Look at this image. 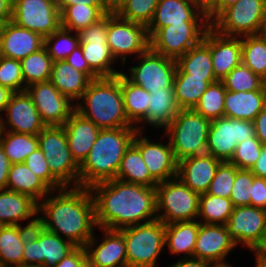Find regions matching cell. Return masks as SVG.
I'll return each instance as SVG.
<instances>
[{
  "instance_id": "cell-11",
  "label": "cell",
  "mask_w": 266,
  "mask_h": 267,
  "mask_svg": "<svg viewBox=\"0 0 266 267\" xmlns=\"http://www.w3.org/2000/svg\"><path fill=\"white\" fill-rule=\"evenodd\" d=\"M76 247L69 240L61 238L36 223L31 226L24 240L22 265L53 267Z\"/></svg>"
},
{
  "instance_id": "cell-39",
  "label": "cell",
  "mask_w": 266,
  "mask_h": 267,
  "mask_svg": "<svg viewBox=\"0 0 266 267\" xmlns=\"http://www.w3.org/2000/svg\"><path fill=\"white\" fill-rule=\"evenodd\" d=\"M111 9L108 6L73 5L68 6L61 15V26L79 32L97 22Z\"/></svg>"
},
{
  "instance_id": "cell-46",
  "label": "cell",
  "mask_w": 266,
  "mask_h": 267,
  "mask_svg": "<svg viewBox=\"0 0 266 267\" xmlns=\"http://www.w3.org/2000/svg\"><path fill=\"white\" fill-rule=\"evenodd\" d=\"M225 93L226 88L222 81L210 84L194 110L210 121L224 117Z\"/></svg>"
},
{
  "instance_id": "cell-20",
  "label": "cell",
  "mask_w": 266,
  "mask_h": 267,
  "mask_svg": "<svg viewBox=\"0 0 266 267\" xmlns=\"http://www.w3.org/2000/svg\"><path fill=\"white\" fill-rule=\"evenodd\" d=\"M166 142H155L139 131L132 142L139 149L150 175L158 183L177 177L178 162L169 140Z\"/></svg>"
},
{
  "instance_id": "cell-69",
  "label": "cell",
  "mask_w": 266,
  "mask_h": 267,
  "mask_svg": "<svg viewBox=\"0 0 266 267\" xmlns=\"http://www.w3.org/2000/svg\"><path fill=\"white\" fill-rule=\"evenodd\" d=\"M1 118H2V116L0 115V132H1V130H2V122H1Z\"/></svg>"
},
{
  "instance_id": "cell-59",
  "label": "cell",
  "mask_w": 266,
  "mask_h": 267,
  "mask_svg": "<svg viewBox=\"0 0 266 267\" xmlns=\"http://www.w3.org/2000/svg\"><path fill=\"white\" fill-rule=\"evenodd\" d=\"M60 14L68 7L73 5H88V6H107L103 0H57Z\"/></svg>"
},
{
  "instance_id": "cell-67",
  "label": "cell",
  "mask_w": 266,
  "mask_h": 267,
  "mask_svg": "<svg viewBox=\"0 0 266 267\" xmlns=\"http://www.w3.org/2000/svg\"><path fill=\"white\" fill-rule=\"evenodd\" d=\"M10 267H37V266L18 265V266H10Z\"/></svg>"
},
{
  "instance_id": "cell-55",
  "label": "cell",
  "mask_w": 266,
  "mask_h": 267,
  "mask_svg": "<svg viewBox=\"0 0 266 267\" xmlns=\"http://www.w3.org/2000/svg\"><path fill=\"white\" fill-rule=\"evenodd\" d=\"M53 267H89L84 247H76Z\"/></svg>"
},
{
  "instance_id": "cell-60",
  "label": "cell",
  "mask_w": 266,
  "mask_h": 267,
  "mask_svg": "<svg viewBox=\"0 0 266 267\" xmlns=\"http://www.w3.org/2000/svg\"><path fill=\"white\" fill-rule=\"evenodd\" d=\"M167 267H215L213 264L199 260L196 258H183L178 259L177 262H173Z\"/></svg>"
},
{
  "instance_id": "cell-44",
  "label": "cell",
  "mask_w": 266,
  "mask_h": 267,
  "mask_svg": "<svg viewBox=\"0 0 266 267\" xmlns=\"http://www.w3.org/2000/svg\"><path fill=\"white\" fill-rule=\"evenodd\" d=\"M79 46L78 32H73L62 26L44 38V47L53 62L65 60Z\"/></svg>"
},
{
  "instance_id": "cell-16",
  "label": "cell",
  "mask_w": 266,
  "mask_h": 267,
  "mask_svg": "<svg viewBox=\"0 0 266 267\" xmlns=\"http://www.w3.org/2000/svg\"><path fill=\"white\" fill-rule=\"evenodd\" d=\"M11 21L45 38L61 26L57 0H13Z\"/></svg>"
},
{
  "instance_id": "cell-49",
  "label": "cell",
  "mask_w": 266,
  "mask_h": 267,
  "mask_svg": "<svg viewBox=\"0 0 266 267\" xmlns=\"http://www.w3.org/2000/svg\"><path fill=\"white\" fill-rule=\"evenodd\" d=\"M263 144L257 137H251L238 143L233 157L229 161L238 169L251 170L260 156Z\"/></svg>"
},
{
  "instance_id": "cell-34",
  "label": "cell",
  "mask_w": 266,
  "mask_h": 267,
  "mask_svg": "<svg viewBox=\"0 0 266 267\" xmlns=\"http://www.w3.org/2000/svg\"><path fill=\"white\" fill-rule=\"evenodd\" d=\"M6 189L29 195L37 203L52 191L24 162L11 164Z\"/></svg>"
},
{
  "instance_id": "cell-51",
  "label": "cell",
  "mask_w": 266,
  "mask_h": 267,
  "mask_svg": "<svg viewBox=\"0 0 266 267\" xmlns=\"http://www.w3.org/2000/svg\"><path fill=\"white\" fill-rule=\"evenodd\" d=\"M255 175L251 170L238 169L236 167V176L232 187L230 199L234 207L250 206L252 194V183Z\"/></svg>"
},
{
  "instance_id": "cell-22",
  "label": "cell",
  "mask_w": 266,
  "mask_h": 267,
  "mask_svg": "<svg viewBox=\"0 0 266 267\" xmlns=\"http://www.w3.org/2000/svg\"><path fill=\"white\" fill-rule=\"evenodd\" d=\"M3 114L1 122L5 131L38 135L46 127L26 91L13 93Z\"/></svg>"
},
{
  "instance_id": "cell-40",
  "label": "cell",
  "mask_w": 266,
  "mask_h": 267,
  "mask_svg": "<svg viewBox=\"0 0 266 267\" xmlns=\"http://www.w3.org/2000/svg\"><path fill=\"white\" fill-rule=\"evenodd\" d=\"M209 85L204 78L191 77V74H175L173 87L178 107L194 109Z\"/></svg>"
},
{
  "instance_id": "cell-25",
  "label": "cell",
  "mask_w": 266,
  "mask_h": 267,
  "mask_svg": "<svg viewBox=\"0 0 266 267\" xmlns=\"http://www.w3.org/2000/svg\"><path fill=\"white\" fill-rule=\"evenodd\" d=\"M221 162L207 153L185 158L178 162L177 177L192 191L206 193Z\"/></svg>"
},
{
  "instance_id": "cell-68",
  "label": "cell",
  "mask_w": 266,
  "mask_h": 267,
  "mask_svg": "<svg viewBox=\"0 0 266 267\" xmlns=\"http://www.w3.org/2000/svg\"><path fill=\"white\" fill-rule=\"evenodd\" d=\"M204 5H206L210 0H200Z\"/></svg>"
},
{
  "instance_id": "cell-13",
  "label": "cell",
  "mask_w": 266,
  "mask_h": 267,
  "mask_svg": "<svg viewBox=\"0 0 266 267\" xmlns=\"http://www.w3.org/2000/svg\"><path fill=\"white\" fill-rule=\"evenodd\" d=\"M210 27L209 21H183L162 27L150 37V48L176 60L199 44Z\"/></svg>"
},
{
  "instance_id": "cell-21",
  "label": "cell",
  "mask_w": 266,
  "mask_h": 267,
  "mask_svg": "<svg viewBox=\"0 0 266 267\" xmlns=\"http://www.w3.org/2000/svg\"><path fill=\"white\" fill-rule=\"evenodd\" d=\"M102 240L93 237L85 244L89 267H127L126 243L119 230L98 228ZM99 242V243H97Z\"/></svg>"
},
{
  "instance_id": "cell-10",
  "label": "cell",
  "mask_w": 266,
  "mask_h": 267,
  "mask_svg": "<svg viewBox=\"0 0 266 267\" xmlns=\"http://www.w3.org/2000/svg\"><path fill=\"white\" fill-rule=\"evenodd\" d=\"M106 41L111 54L123 68L127 66V56L135 55V59L150 47L147 27L119 17L113 10L108 12Z\"/></svg>"
},
{
  "instance_id": "cell-27",
  "label": "cell",
  "mask_w": 266,
  "mask_h": 267,
  "mask_svg": "<svg viewBox=\"0 0 266 267\" xmlns=\"http://www.w3.org/2000/svg\"><path fill=\"white\" fill-rule=\"evenodd\" d=\"M210 54L214 76L221 81L242 62L241 37L220 35L210 27Z\"/></svg>"
},
{
  "instance_id": "cell-65",
  "label": "cell",
  "mask_w": 266,
  "mask_h": 267,
  "mask_svg": "<svg viewBox=\"0 0 266 267\" xmlns=\"http://www.w3.org/2000/svg\"><path fill=\"white\" fill-rule=\"evenodd\" d=\"M121 0H103V2L111 9L113 8L120 2Z\"/></svg>"
},
{
  "instance_id": "cell-56",
  "label": "cell",
  "mask_w": 266,
  "mask_h": 267,
  "mask_svg": "<svg viewBox=\"0 0 266 267\" xmlns=\"http://www.w3.org/2000/svg\"><path fill=\"white\" fill-rule=\"evenodd\" d=\"M238 0H210L205 5V11L211 23L224 9L235 4Z\"/></svg>"
},
{
  "instance_id": "cell-47",
  "label": "cell",
  "mask_w": 266,
  "mask_h": 267,
  "mask_svg": "<svg viewBox=\"0 0 266 267\" xmlns=\"http://www.w3.org/2000/svg\"><path fill=\"white\" fill-rule=\"evenodd\" d=\"M226 90L248 92L260 90L266 82L242 62L233 68L222 80Z\"/></svg>"
},
{
  "instance_id": "cell-66",
  "label": "cell",
  "mask_w": 266,
  "mask_h": 267,
  "mask_svg": "<svg viewBox=\"0 0 266 267\" xmlns=\"http://www.w3.org/2000/svg\"><path fill=\"white\" fill-rule=\"evenodd\" d=\"M255 267H266V264H262V263H259L257 261H255Z\"/></svg>"
},
{
  "instance_id": "cell-63",
  "label": "cell",
  "mask_w": 266,
  "mask_h": 267,
  "mask_svg": "<svg viewBox=\"0 0 266 267\" xmlns=\"http://www.w3.org/2000/svg\"><path fill=\"white\" fill-rule=\"evenodd\" d=\"M255 256V261L266 264V231L263 233L261 241L251 251Z\"/></svg>"
},
{
  "instance_id": "cell-9",
  "label": "cell",
  "mask_w": 266,
  "mask_h": 267,
  "mask_svg": "<svg viewBox=\"0 0 266 267\" xmlns=\"http://www.w3.org/2000/svg\"><path fill=\"white\" fill-rule=\"evenodd\" d=\"M265 22L266 0H238L211 22V28L220 35L243 37L263 33Z\"/></svg>"
},
{
  "instance_id": "cell-43",
  "label": "cell",
  "mask_w": 266,
  "mask_h": 267,
  "mask_svg": "<svg viewBox=\"0 0 266 267\" xmlns=\"http://www.w3.org/2000/svg\"><path fill=\"white\" fill-rule=\"evenodd\" d=\"M25 86L50 81L53 61L45 47L20 60Z\"/></svg>"
},
{
  "instance_id": "cell-15",
  "label": "cell",
  "mask_w": 266,
  "mask_h": 267,
  "mask_svg": "<svg viewBox=\"0 0 266 267\" xmlns=\"http://www.w3.org/2000/svg\"><path fill=\"white\" fill-rule=\"evenodd\" d=\"M256 137L253 121L221 117L211 121L207 154L220 161H230L238 143Z\"/></svg>"
},
{
  "instance_id": "cell-30",
  "label": "cell",
  "mask_w": 266,
  "mask_h": 267,
  "mask_svg": "<svg viewBox=\"0 0 266 267\" xmlns=\"http://www.w3.org/2000/svg\"><path fill=\"white\" fill-rule=\"evenodd\" d=\"M176 74H191V77L204 78L209 84L218 81L214 76L210 54V28L203 40L176 59Z\"/></svg>"
},
{
  "instance_id": "cell-61",
  "label": "cell",
  "mask_w": 266,
  "mask_h": 267,
  "mask_svg": "<svg viewBox=\"0 0 266 267\" xmlns=\"http://www.w3.org/2000/svg\"><path fill=\"white\" fill-rule=\"evenodd\" d=\"M251 171L256 177L266 178V145L262 146L260 156Z\"/></svg>"
},
{
  "instance_id": "cell-23",
  "label": "cell",
  "mask_w": 266,
  "mask_h": 267,
  "mask_svg": "<svg viewBox=\"0 0 266 267\" xmlns=\"http://www.w3.org/2000/svg\"><path fill=\"white\" fill-rule=\"evenodd\" d=\"M183 21H209L200 0H159L147 27L149 38L160 28Z\"/></svg>"
},
{
  "instance_id": "cell-33",
  "label": "cell",
  "mask_w": 266,
  "mask_h": 267,
  "mask_svg": "<svg viewBox=\"0 0 266 267\" xmlns=\"http://www.w3.org/2000/svg\"><path fill=\"white\" fill-rule=\"evenodd\" d=\"M199 221H184L165 224V247L174 256L193 258L198 236Z\"/></svg>"
},
{
  "instance_id": "cell-7",
  "label": "cell",
  "mask_w": 266,
  "mask_h": 267,
  "mask_svg": "<svg viewBox=\"0 0 266 267\" xmlns=\"http://www.w3.org/2000/svg\"><path fill=\"white\" fill-rule=\"evenodd\" d=\"M157 219L164 224L197 220L200 194L192 191L178 177L156 185Z\"/></svg>"
},
{
  "instance_id": "cell-45",
  "label": "cell",
  "mask_w": 266,
  "mask_h": 267,
  "mask_svg": "<svg viewBox=\"0 0 266 267\" xmlns=\"http://www.w3.org/2000/svg\"><path fill=\"white\" fill-rule=\"evenodd\" d=\"M158 2L159 0H121L113 11L125 20L148 27Z\"/></svg>"
},
{
  "instance_id": "cell-19",
  "label": "cell",
  "mask_w": 266,
  "mask_h": 267,
  "mask_svg": "<svg viewBox=\"0 0 266 267\" xmlns=\"http://www.w3.org/2000/svg\"><path fill=\"white\" fill-rule=\"evenodd\" d=\"M226 227L235 244L250 252L266 231V209L254 206L234 207Z\"/></svg>"
},
{
  "instance_id": "cell-58",
  "label": "cell",
  "mask_w": 266,
  "mask_h": 267,
  "mask_svg": "<svg viewBox=\"0 0 266 267\" xmlns=\"http://www.w3.org/2000/svg\"><path fill=\"white\" fill-rule=\"evenodd\" d=\"M10 166L11 163L0 146V190L6 189Z\"/></svg>"
},
{
  "instance_id": "cell-18",
  "label": "cell",
  "mask_w": 266,
  "mask_h": 267,
  "mask_svg": "<svg viewBox=\"0 0 266 267\" xmlns=\"http://www.w3.org/2000/svg\"><path fill=\"white\" fill-rule=\"evenodd\" d=\"M25 91L46 126H63L75 111V104L50 81L33 83Z\"/></svg>"
},
{
  "instance_id": "cell-37",
  "label": "cell",
  "mask_w": 266,
  "mask_h": 267,
  "mask_svg": "<svg viewBox=\"0 0 266 267\" xmlns=\"http://www.w3.org/2000/svg\"><path fill=\"white\" fill-rule=\"evenodd\" d=\"M120 86L126 117L137 127L146 118L150 93L141 86L131 83L122 73H120Z\"/></svg>"
},
{
  "instance_id": "cell-35",
  "label": "cell",
  "mask_w": 266,
  "mask_h": 267,
  "mask_svg": "<svg viewBox=\"0 0 266 267\" xmlns=\"http://www.w3.org/2000/svg\"><path fill=\"white\" fill-rule=\"evenodd\" d=\"M31 226H0V267L22 265L24 240Z\"/></svg>"
},
{
  "instance_id": "cell-6",
  "label": "cell",
  "mask_w": 266,
  "mask_h": 267,
  "mask_svg": "<svg viewBox=\"0 0 266 267\" xmlns=\"http://www.w3.org/2000/svg\"><path fill=\"white\" fill-rule=\"evenodd\" d=\"M126 243L127 267H157L165 250V224L154 219L119 230Z\"/></svg>"
},
{
  "instance_id": "cell-4",
  "label": "cell",
  "mask_w": 266,
  "mask_h": 267,
  "mask_svg": "<svg viewBox=\"0 0 266 267\" xmlns=\"http://www.w3.org/2000/svg\"><path fill=\"white\" fill-rule=\"evenodd\" d=\"M75 110L100 129L135 127L124 111L120 74L91 80Z\"/></svg>"
},
{
  "instance_id": "cell-28",
  "label": "cell",
  "mask_w": 266,
  "mask_h": 267,
  "mask_svg": "<svg viewBox=\"0 0 266 267\" xmlns=\"http://www.w3.org/2000/svg\"><path fill=\"white\" fill-rule=\"evenodd\" d=\"M37 212L38 203L29 195L0 190V226H21L26 220H29L28 226H33L37 223Z\"/></svg>"
},
{
  "instance_id": "cell-53",
  "label": "cell",
  "mask_w": 266,
  "mask_h": 267,
  "mask_svg": "<svg viewBox=\"0 0 266 267\" xmlns=\"http://www.w3.org/2000/svg\"><path fill=\"white\" fill-rule=\"evenodd\" d=\"M65 61L73 66L76 70L85 73L91 80L99 78L89 67L85 60L81 46L74 49Z\"/></svg>"
},
{
  "instance_id": "cell-1",
  "label": "cell",
  "mask_w": 266,
  "mask_h": 267,
  "mask_svg": "<svg viewBox=\"0 0 266 267\" xmlns=\"http://www.w3.org/2000/svg\"><path fill=\"white\" fill-rule=\"evenodd\" d=\"M89 189L97 228L121 230L157 219L155 187L111 179Z\"/></svg>"
},
{
  "instance_id": "cell-57",
  "label": "cell",
  "mask_w": 266,
  "mask_h": 267,
  "mask_svg": "<svg viewBox=\"0 0 266 267\" xmlns=\"http://www.w3.org/2000/svg\"><path fill=\"white\" fill-rule=\"evenodd\" d=\"M255 135L263 145H266V106L253 120Z\"/></svg>"
},
{
  "instance_id": "cell-24",
  "label": "cell",
  "mask_w": 266,
  "mask_h": 267,
  "mask_svg": "<svg viewBox=\"0 0 266 267\" xmlns=\"http://www.w3.org/2000/svg\"><path fill=\"white\" fill-rule=\"evenodd\" d=\"M44 47V38L34 31L16 25L13 21L0 28V55L21 60Z\"/></svg>"
},
{
  "instance_id": "cell-62",
  "label": "cell",
  "mask_w": 266,
  "mask_h": 267,
  "mask_svg": "<svg viewBox=\"0 0 266 267\" xmlns=\"http://www.w3.org/2000/svg\"><path fill=\"white\" fill-rule=\"evenodd\" d=\"M13 0H0V23H6L12 20Z\"/></svg>"
},
{
  "instance_id": "cell-38",
  "label": "cell",
  "mask_w": 266,
  "mask_h": 267,
  "mask_svg": "<svg viewBox=\"0 0 266 267\" xmlns=\"http://www.w3.org/2000/svg\"><path fill=\"white\" fill-rule=\"evenodd\" d=\"M0 146L11 164L23 163L38 148V138L37 135L1 130Z\"/></svg>"
},
{
  "instance_id": "cell-29",
  "label": "cell",
  "mask_w": 266,
  "mask_h": 267,
  "mask_svg": "<svg viewBox=\"0 0 266 267\" xmlns=\"http://www.w3.org/2000/svg\"><path fill=\"white\" fill-rule=\"evenodd\" d=\"M149 106L146 118L136 127L137 131L145 134V127L149 125L160 132L165 130L180 108L175 99L174 87H162L157 91H150ZM143 125V126H142Z\"/></svg>"
},
{
  "instance_id": "cell-31",
  "label": "cell",
  "mask_w": 266,
  "mask_h": 267,
  "mask_svg": "<svg viewBox=\"0 0 266 267\" xmlns=\"http://www.w3.org/2000/svg\"><path fill=\"white\" fill-rule=\"evenodd\" d=\"M266 106V84L260 90L235 92L226 90L224 117L253 121Z\"/></svg>"
},
{
  "instance_id": "cell-52",
  "label": "cell",
  "mask_w": 266,
  "mask_h": 267,
  "mask_svg": "<svg viewBox=\"0 0 266 267\" xmlns=\"http://www.w3.org/2000/svg\"><path fill=\"white\" fill-rule=\"evenodd\" d=\"M24 163L28 166L30 171L38 176L51 190L64 188V186L51 174L47 159L39 147L27 156Z\"/></svg>"
},
{
  "instance_id": "cell-26",
  "label": "cell",
  "mask_w": 266,
  "mask_h": 267,
  "mask_svg": "<svg viewBox=\"0 0 266 267\" xmlns=\"http://www.w3.org/2000/svg\"><path fill=\"white\" fill-rule=\"evenodd\" d=\"M73 159L80 165L89 154L100 128L76 110L63 125Z\"/></svg>"
},
{
  "instance_id": "cell-8",
  "label": "cell",
  "mask_w": 266,
  "mask_h": 267,
  "mask_svg": "<svg viewBox=\"0 0 266 267\" xmlns=\"http://www.w3.org/2000/svg\"><path fill=\"white\" fill-rule=\"evenodd\" d=\"M37 138L51 174L64 187H78L79 165L71 155L64 127L46 126Z\"/></svg>"
},
{
  "instance_id": "cell-42",
  "label": "cell",
  "mask_w": 266,
  "mask_h": 267,
  "mask_svg": "<svg viewBox=\"0 0 266 267\" xmlns=\"http://www.w3.org/2000/svg\"><path fill=\"white\" fill-rule=\"evenodd\" d=\"M241 60L266 82V36L263 33L241 37Z\"/></svg>"
},
{
  "instance_id": "cell-70",
  "label": "cell",
  "mask_w": 266,
  "mask_h": 267,
  "mask_svg": "<svg viewBox=\"0 0 266 267\" xmlns=\"http://www.w3.org/2000/svg\"><path fill=\"white\" fill-rule=\"evenodd\" d=\"M263 34L266 36V22H265V27H264V30H263Z\"/></svg>"
},
{
  "instance_id": "cell-50",
  "label": "cell",
  "mask_w": 266,
  "mask_h": 267,
  "mask_svg": "<svg viewBox=\"0 0 266 267\" xmlns=\"http://www.w3.org/2000/svg\"><path fill=\"white\" fill-rule=\"evenodd\" d=\"M0 85L14 93L26 90L20 60L0 55Z\"/></svg>"
},
{
  "instance_id": "cell-12",
  "label": "cell",
  "mask_w": 266,
  "mask_h": 267,
  "mask_svg": "<svg viewBox=\"0 0 266 267\" xmlns=\"http://www.w3.org/2000/svg\"><path fill=\"white\" fill-rule=\"evenodd\" d=\"M136 65H130L128 73L122 74L133 84L146 91H157L162 87H173L177 71L176 60L155 52L150 47L136 57Z\"/></svg>"
},
{
  "instance_id": "cell-17",
  "label": "cell",
  "mask_w": 266,
  "mask_h": 267,
  "mask_svg": "<svg viewBox=\"0 0 266 267\" xmlns=\"http://www.w3.org/2000/svg\"><path fill=\"white\" fill-rule=\"evenodd\" d=\"M236 247L226 225L199 222L193 258L209 262L215 267H234L227 257Z\"/></svg>"
},
{
  "instance_id": "cell-36",
  "label": "cell",
  "mask_w": 266,
  "mask_h": 267,
  "mask_svg": "<svg viewBox=\"0 0 266 267\" xmlns=\"http://www.w3.org/2000/svg\"><path fill=\"white\" fill-rule=\"evenodd\" d=\"M116 179L147 187H156L158 184L150 175L139 149L133 143L125 151Z\"/></svg>"
},
{
  "instance_id": "cell-32",
  "label": "cell",
  "mask_w": 266,
  "mask_h": 267,
  "mask_svg": "<svg viewBox=\"0 0 266 267\" xmlns=\"http://www.w3.org/2000/svg\"><path fill=\"white\" fill-rule=\"evenodd\" d=\"M90 81L85 73L76 70L65 60L55 61L52 64L50 82L74 104L81 99Z\"/></svg>"
},
{
  "instance_id": "cell-3",
  "label": "cell",
  "mask_w": 266,
  "mask_h": 267,
  "mask_svg": "<svg viewBox=\"0 0 266 267\" xmlns=\"http://www.w3.org/2000/svg\"><path fill=\"white\" fill-rule=\"evenodd\" d=\"M136 132V127L100 129L89 154L79 165V186L90 188L116 179L121 160Z\"/></svg>"
},
{
  "instance_id": "cell-48",
  "label": "cell",
  "mask_w": 266,
  "mask_h": 267,
  "mask_svg": "<svg viewBox=\"0 0 266 267\" xmlns=\"http://www.w3.org/2000/svg\"><path fill=\"white\" fill-rule=\"evenodd\" d=\"M236 176V166L229 161L221 162L206 192L218 197L230 198Z\"/></svg>"
},
{
  "instance_id": "cell-14",
  "label": "cell",
  "mask_w": 266,
  "mask_h": 267,
  "mask_svg": "<svg viewBox=\"0 0 266 267\" xmlns=\"http://www.w3.org/2000/svg\"><path fill=\"white\" fill-rule=\"evenodd\" d=\"M107 30L108 13L97 22L78 32L83 56L90 69L98 77H114L122 72V70L119 71L113 67L118 62L111 54L107 44Z\"/></svg>"
},
{
  "instance_id": "cell-64",
  "label": "cell",
  "mask_w": 266,
  "mask_h": 267,
  "mask_svg": "<svg viewBox=\"0 0 266 267\" xmlns=\"http://www.w3.org/2000/svg\"><path fill=\"white\" fill-rule=\"evenodd\" d=\"M13 93L9 88L0 85V115H3Z\"/></svg>"
},
{
  "instance_id": "cell-41",
  "label": "cell",
  "mask_w": 266,
  "mask_h": 267,
  "mask_svg": "<svg viewBox=\"0 0 266 267\" xmlns=\"http://www.w3.org/2000/svg\"><path fill=\"white\" fill-rule=\"evenodd\" d=\"M233 210L234 205L230 198L203 193L199 197L197 220L200 223L226 225Z\"/></svg>"
},
{
  "instance_id": "cell-5",
  "label": "cell",
  "mask_w": 266,
  "mask_h": 267,
  "mask_svg": "<svg viewBox=\"0 0 266 267\" xmlns=\"http://www.w3.org/2000/svg\"><path fill=\"white\" fill-rule=\"evenodd\" d=\"M211 121L194 109H180L164 130L177 162L207 153L208 132Z\"/></svg>"
},
{
  "instance_id": "cell-54",
  "label": "cell",
  "mask_w": 266,
  "mask_h": 267,
  "mask_svg": "<svg viewBox=\"0 0 266 267\" xmlns=\"http://www.w3.org/2000/svg\"><path fill=\"white\" fill-rule=\"evenodd\" d=\"M250 206L266 209V178L254 177Z\"/></svg>"
},
{
  "instance_id": "cell-2",
  "label": "cell",
  "mask_w": 266,
  "mask_h": 267,
  "mask_svg": "<svg viewBox=\"0 0 266 267\" xmlns=\"http://www.w3.org/2000/svg\"><path fill=\"white\" fill-rule=\"evenodd\" d=\"M37 223L46 230L84 247L96 230L95 204L86 187L52 190L38 203Z\"/></svg>"
}]
</instances>
